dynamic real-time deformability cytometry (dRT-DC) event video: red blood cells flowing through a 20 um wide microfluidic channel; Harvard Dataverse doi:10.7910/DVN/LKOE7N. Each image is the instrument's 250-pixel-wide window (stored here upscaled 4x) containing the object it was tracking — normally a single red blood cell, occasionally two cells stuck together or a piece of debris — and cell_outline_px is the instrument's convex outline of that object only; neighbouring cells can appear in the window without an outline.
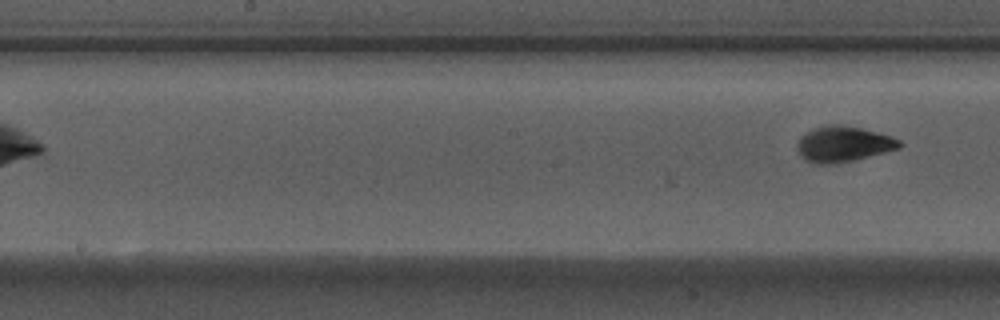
{"species": "Egyptian fruit bat (a non-hibernating species)", "species_latin": "Rousettus aegyptiacus", "temperature_condition": "warm", "stored_images_in_passage": 8, "segment_of_instrument_passage": [2, 2], "camera_frame_rate_fps": 3000, "um_per_image_px": 0.085, "animal": {"sex": "male"}, "frame": {"image": 1, "passage_image": 8, "time_ms": 2.333, "image_size_px": [1000, 320], "cell_outline_px": [[904, 144], [900, 148], [852, 160], [832, 164], [816, 164], [800, 156], [796, 148], [796, 144], [808, 132], [816, 128], [832, 124], [836, 124], [860, 128], [892, 136], [900, 140]], "centroid_in_image_um": [71.71, 12.25], "position_along_channel_um": 176.5, "area_um2": 20.81}}